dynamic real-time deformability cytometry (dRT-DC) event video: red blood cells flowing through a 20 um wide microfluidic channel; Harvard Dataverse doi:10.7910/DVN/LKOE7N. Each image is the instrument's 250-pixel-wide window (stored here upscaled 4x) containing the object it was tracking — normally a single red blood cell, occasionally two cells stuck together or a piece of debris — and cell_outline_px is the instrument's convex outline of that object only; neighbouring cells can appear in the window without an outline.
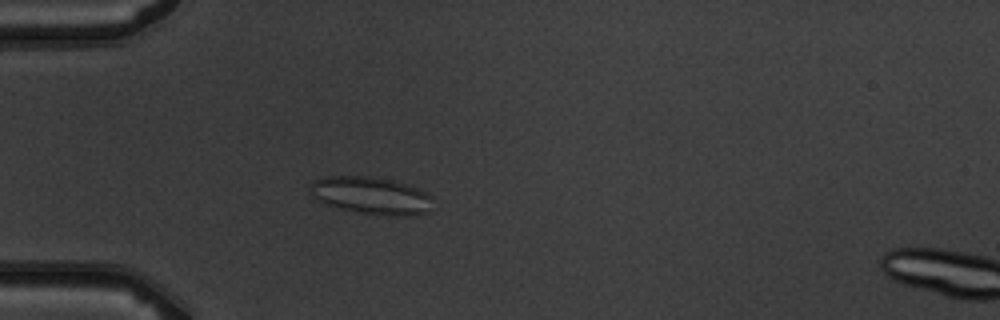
{"species": "common noctule bat (a hibernating species)", "species_latin": "Nyctalus noctula", "temperature_condition": "warm", "stored_images_in_passage": 5, "camera_frame_rate_fps": 3000, "um_per_image_px": 0.085, "animal": {"sex": "male", "body_mass_g": 19.5, "forearm_length_mm": 54.6}, "frame": {"image": 1, "passage_image": 4, "time_ms": 3.333, "image_size_px": [1000, 320], "cell_outline_px": [[432, 196], [428, 212], [416, 216], [388, 216], [360, 212], [340, 208], [328, 204], [312, 196], [308, 188], [312, 180], [324, 176], [368, 176], [392, 180], [416, 188]], "centroid_in_image_um": [31.52, 16.62], "position_along_channel_um": 53.5, "area_um2": 26.65}}